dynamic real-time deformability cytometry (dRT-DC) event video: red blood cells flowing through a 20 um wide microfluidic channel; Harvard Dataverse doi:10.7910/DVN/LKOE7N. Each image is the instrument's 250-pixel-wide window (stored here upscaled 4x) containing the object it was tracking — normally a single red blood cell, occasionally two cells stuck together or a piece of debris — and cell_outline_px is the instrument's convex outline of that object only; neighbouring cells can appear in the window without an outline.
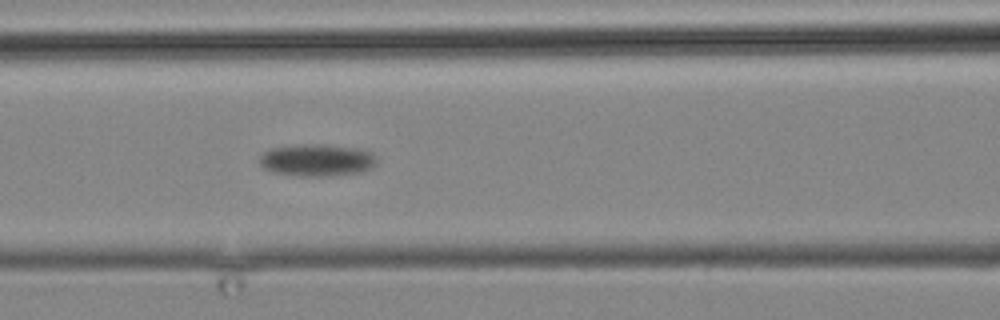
{"species": "common noctule bat (a hibernating species)", "species_latin": "Nyctalus noctula", "temperature_condition": "cold", "stored_images_in_passage": 15, "camera_frame_rate_fps": 3000, "um_per_image_px": 0.085, "animal": {"sex": "male", "body_mass_g": 19.2, "forearm_length_mm": 51.8}, "frame": {"image": 1, "passage_image": 15, "time_ms": 16.333, "image_size_px": [1000, 320], "cell_outline_px": [[376, 164], [372, 168], [360, 172], [332, 176], [296, 176], [272, 172], [264, 168], [260, 164], [260, 156], [268, 148], [296, 144], [328, 144], [360, 148], [372, 152], [376, 156]], "centroid_in_image_um": [26.95, 13.6], "position_along_channel_um": 139.7, "area_um2": 22.48}}